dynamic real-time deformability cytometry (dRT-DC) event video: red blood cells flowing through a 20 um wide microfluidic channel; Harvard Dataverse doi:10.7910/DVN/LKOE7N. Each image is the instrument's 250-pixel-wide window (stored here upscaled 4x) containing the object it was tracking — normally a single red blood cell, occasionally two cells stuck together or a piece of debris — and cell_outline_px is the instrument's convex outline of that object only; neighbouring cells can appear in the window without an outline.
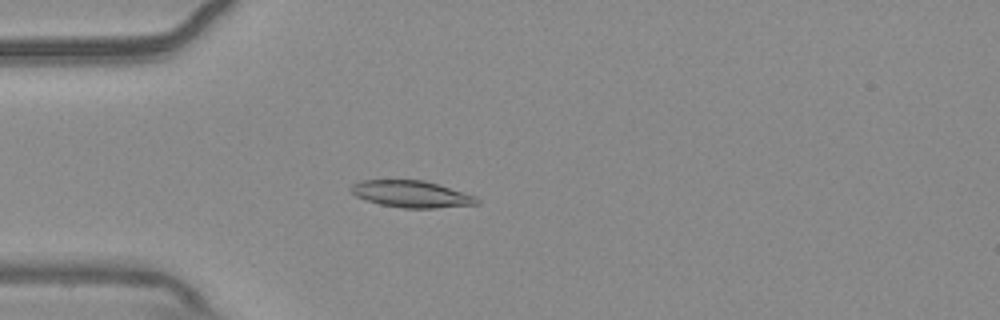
{"species": "common noctule bat (a hibernating species)", "species_latin": "Nyctalus noctula", "temperature_condition": "warm", "stored_images_in_passage": 56, "camera_frame_rate_fps": 3000, "um_per_image_px": 0.085, "animal": {"sex": "male", "body_mass_g": 20.4}, "frame": {"image": 1, "passage_image": 16, "time_ms": 5.0, "image_size_px": [1000, 320], "cell_outline_px": [[480, 204], [436, 208], [404, 208], [380, 204], [364, 200], [356, 196], [348, 188], [352, 184], [360, 180], [424, 180], [440, 184], [476, 196], [480, 200]], "centroid_in_image_um": [34.98, 16.49], "position_along_channel_um": 50.0, "area_um2": 19.88}}
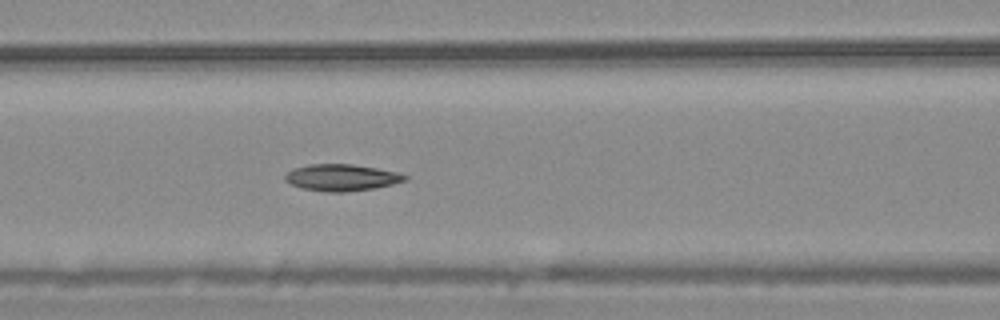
{"frame": {"image": 2, "passage_image": 24, "time_ms": 7.667, "image_size_px": [1000, 320], "cell_outline_px": [[408, 180], [376, 188], [348, 192], [324, 192], [304, 188], [292, 184], [284, 180], [284, 176], [288, 172], [296, 168], [308, 164], [352, 164], [376, 168], [396, 172], [408, 176]], "centroid_in_image_um": [29.06, 15.1], "position_along_channel_um": 137.5, "area_um2": 18.55}}
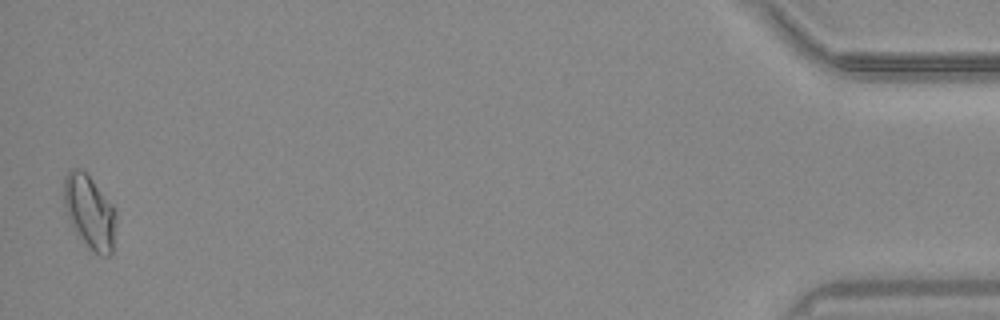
{"frame": {"image": 3, "passage_image": 55, "time_ms": 18.0, "image_size_px": [1000, 320], "cell_outline_px": [[116, 220], [112, 252], [108, 256], [100, 256], [92, 252], [76, 236], [72, 228], [64, 204], [64, 176], [68, 168], [80, 168], [92, 180], [112, 204], [116, 212]], "centroid_in_image_um": [7.6, 18.05], "position_along_channel_um": 427.6, "area_um2": 22.66}, "authors_computed_cell_mechanics": {"area_um2": 18.8139, "velocity_mm_per_s": 3.6866, "shape_relaxation_time_tau1_ms": 8.4559, "shape_relaxation_time_tau2_ms": 5.8225, "deformation_change_tau1": 0.1562, "deformation_change_tau2": 0.1005}}